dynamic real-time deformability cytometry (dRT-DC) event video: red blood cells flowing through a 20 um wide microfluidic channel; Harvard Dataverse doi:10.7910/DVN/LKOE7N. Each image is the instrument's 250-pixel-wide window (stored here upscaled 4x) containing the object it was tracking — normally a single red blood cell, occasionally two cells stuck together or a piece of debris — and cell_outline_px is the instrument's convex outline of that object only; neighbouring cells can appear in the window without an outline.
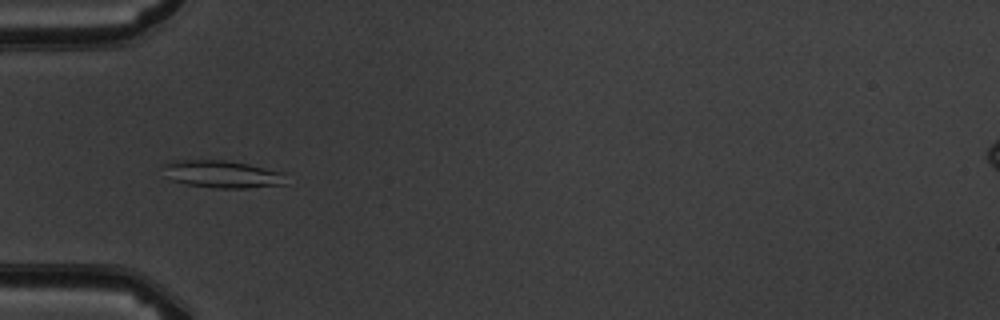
{"species": "common noctule bat (a hibernating species)", "species_latin": "Nyctalus noctula", "temperature_condition": "warm", "stored_images_in_passage": 10, "camera_frame_rate_fps": 3000, "um_per_image_px": 0.085, "animal": {"sex": "male", "body_mass_g": 19.5, "forearm_length_mm": 54.6}, "frame": {"image": 1, "passage_image": 6, "time_ms": 5.667, "image_size_px": [1000, 320], "cell_outline_px": [[284, 184], [244, 188], [216, 188], [184, 184], [172, 180], [160, 164], [172, 160], [228, 160], [248, 164], [284, 172]], "centroid_in_image_um": [18.84, 14.79], "position_along_channel_um": 66.2, "area_um2": 19.59}}
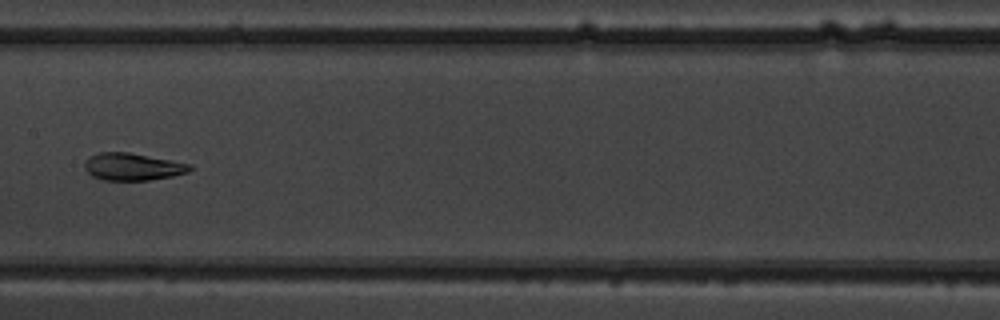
{"frame": {"image": 2, "passage_image": 9, "time_ms": 9.0, "image_size_px": [1000, 320], "cell_outline_px": [[192, 168], [188, 172], [172, 176], [148, 180], [104, 180], [92, 176], [84, 168], [84, 164], [92, 156], [100, 152], [128, 152], [192, 164]], "centroid_in_image_um": [11.29, 14.17], "position_along_channel_um": 196.1, "area_um2": 16.53}}
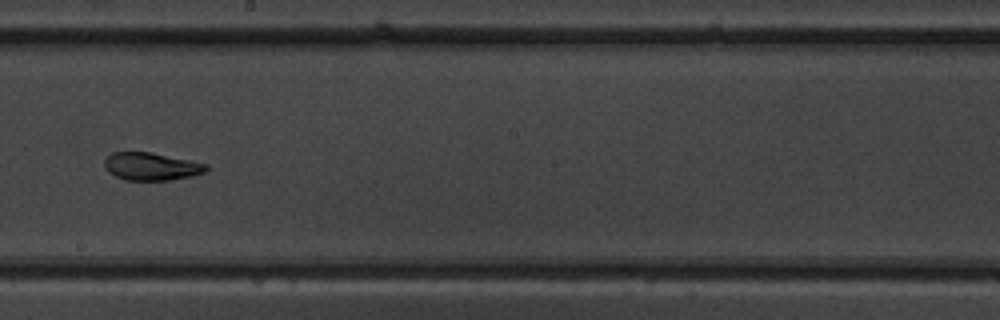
{"frame": {"image": 3, "passage_image": 10, "time_ms": 10.0, "image_size_px": [1000, 320], "cell_outline_px": [[208, 168], [204, 172], [192, 176], [168, 180], [124, 180], [108, 172], [104, 168], [104, 160], [112, 152], [152, 152], [208, 164]], "centroid_in_image_um": [12.84, 14.14], "position_along_channel_um": 235.4, "area_um2": 16.47}}